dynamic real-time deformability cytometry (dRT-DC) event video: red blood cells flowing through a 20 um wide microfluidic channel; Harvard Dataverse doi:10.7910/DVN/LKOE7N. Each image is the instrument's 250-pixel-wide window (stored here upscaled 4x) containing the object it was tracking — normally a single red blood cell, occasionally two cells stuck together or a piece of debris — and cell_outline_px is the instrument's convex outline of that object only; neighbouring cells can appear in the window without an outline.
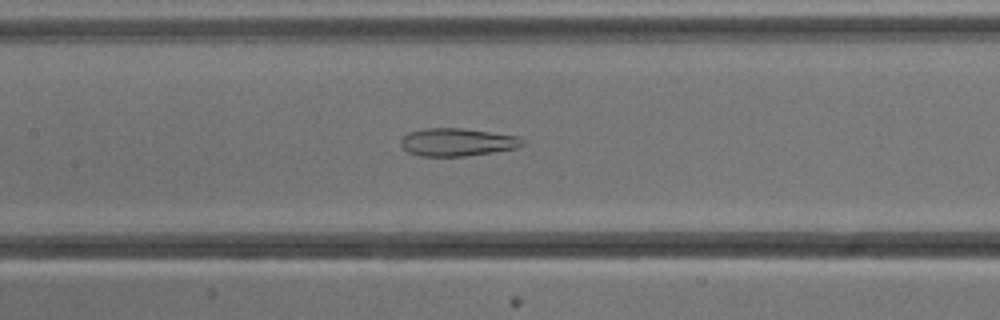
{"species": "common noctule bat (a hibernating species)", "species_latin": "Nyctalus noctula", "temperature_condition": "cold", "stored_images_in_passage": 43, "camera_frame_rate_fps": 3000, "um_per_image_px": 0.085, "animal": {"sex": "male", "body_mass_g": 13.3}, "frame": {"image": 1, "passage_image": 15, "time_ms": 4.667, "image_size_px": [1000, 320], "cell_outline_px": [[524, 144], [516, 148], [468, 156], [420, 156], [408, 152], [400, 144], [400, 140], [408, 132], [424, 128], [464, 128], [520, 136], [524, 140]], "centroid_in_image_um": [38.87, 12.07], "position_along_channel_um": 168.5, "area_um2": 19.88}}
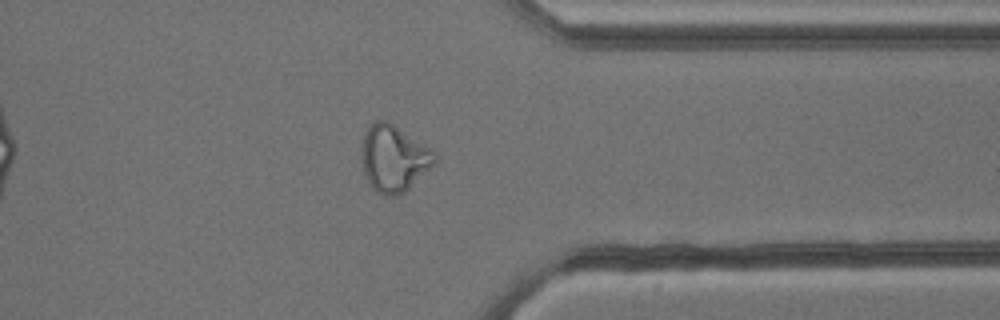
{"frame": {"image": 2, "passage_image": 32, "time_ms": 10.333, "image_size_px": [1000, 320], "cell_outline_px": [[436, 160], [404, 192], [392, 196], [388, 196], [376, 192], [372, 188], [364, 172], [364, 132], [376, 120], [388, 120], [436, 152]], "centroid_in_image_um": [33.48, 13.44], "position_along_channel_um": 377.9, "area_um2": 27.4}}
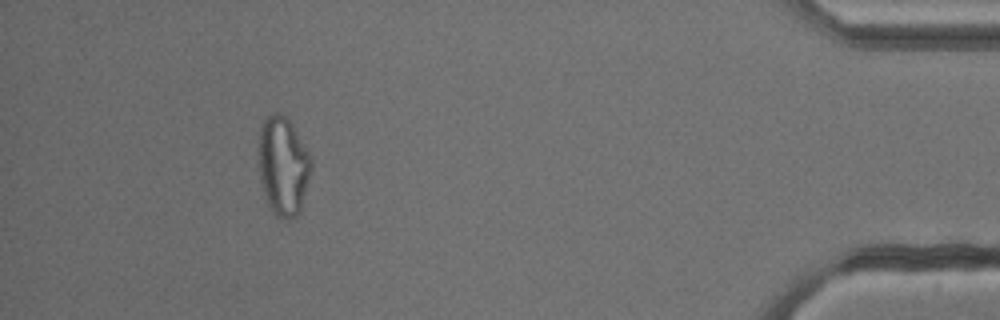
{"frame": {"image": 3, "passage_image": 39, "time_ms": 12.667, "image_size_px": [1000, 320], "cell_outline_px": [[312, 168], [300, 212], [296, 216], [284, 220], [276, 216], [272, 212], [264, 196], [260, 180], [260, 132], [264, 120], [272, 112], [280, 112], [292, 124], [308, 152], [312, 160]], "centroid_in_image_um": [24.08, 14.15], "position_along_channel_um": 411.1, "area_um2": 30.06}, "authors_computed_cell_mechanics": {"area_um2": 26.299, "velocity_mm_per_s": 3.8297, "shape_relaxation_time_tau1_ms": null, "shape_relaxation_time_tau2_ms": 2.5942, "deformation_change_tau1": null, "deformation_change_tau2": 0.1256}}